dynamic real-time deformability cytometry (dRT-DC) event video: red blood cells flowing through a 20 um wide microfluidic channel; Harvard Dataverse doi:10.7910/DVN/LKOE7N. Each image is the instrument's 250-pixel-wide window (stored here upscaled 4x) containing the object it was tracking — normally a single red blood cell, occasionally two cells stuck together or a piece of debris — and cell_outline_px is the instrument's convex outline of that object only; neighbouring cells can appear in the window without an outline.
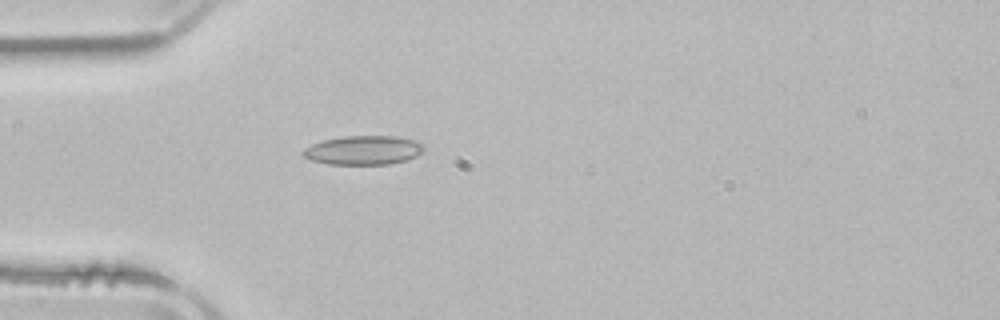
{"species": "common noctule bat (a hibernating species)", "species_latin": "Nyctalus noctula", "temperature_condition": "room temperature", "stored_images_in_passage": 5, "camera_frame_rate_fps": 3000, "um_per_image_px": 0.085, "animal": {"sex": "male", "body_mass_g": 21.5, "forearm_length_mm": 52.0}, "frame": {"image": 1, "passage_image": 5, "time_ms": 4.667, "image_size_px": [1000, 320], "cell_outline_px": [[424, 148], [416, 156], [404, 160], [388, 164], [328, 164], [312, 160], [304, 156], [300, 152], [304, 148], [312, 144], [324, 140], [344, 136], [396, 136], [416, 140], [424, 144]], "centroid_in_image_um": [30.88, 12.76], "position_along_channel_um": 54.1, "area_um2": 20.35}}